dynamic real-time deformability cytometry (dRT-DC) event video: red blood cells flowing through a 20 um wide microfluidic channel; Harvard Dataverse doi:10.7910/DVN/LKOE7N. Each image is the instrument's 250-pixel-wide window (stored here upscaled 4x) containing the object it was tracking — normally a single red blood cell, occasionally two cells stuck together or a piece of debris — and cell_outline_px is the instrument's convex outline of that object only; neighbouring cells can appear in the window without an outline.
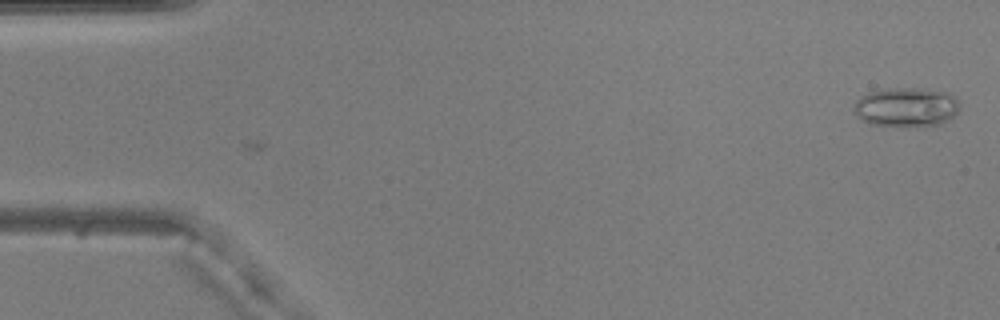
{"species": "common noctule bat (a hibernating species)", "species_latin": "Nyctalus noctula", "temperature_condition": "warm", "stored_images_in_passage": 3, "camera_frame_rate_fps": 3000, "um_per_image_px": 0.085, "animal": {"sex": "male", "body_mass_g": 20.5, "forearm_length_mm": 52.5}, "frame": {"image": 1, "passage_image": 1, "time_ms": 0.0, "image_size_px": [1000, 320], "cell_outline_px": [[960, 108], [948, 120], [940, 124], [908, 128], [872, 124], [860, 120], [852, 112], [852, 108], [856, 100], [860, 96], [868, 92], [884, 88], [924, 88], [948, 92], [956, 96], [960, 104]], "centroid_in_image_um": [77.0, 9.11], "position_along_channel_um": 8.0, "area_um2": 25.09}}